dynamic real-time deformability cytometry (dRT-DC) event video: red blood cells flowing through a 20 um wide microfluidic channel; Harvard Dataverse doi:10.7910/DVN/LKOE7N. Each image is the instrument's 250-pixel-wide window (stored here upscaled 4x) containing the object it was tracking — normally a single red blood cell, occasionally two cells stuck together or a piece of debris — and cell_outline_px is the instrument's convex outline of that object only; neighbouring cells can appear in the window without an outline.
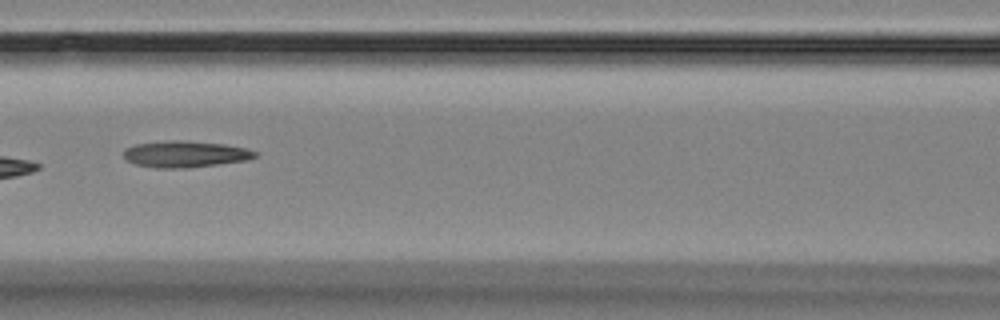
{"species": "Egyptian fruit bat (a non-hibernating species)", "species_latin": "Rousettus aegyptiacus", "temperature_condition": "room temperature", "stored_images_in_passage": 9, "camera_frame_rate_fps": 3000, "um_per_image_px": 0.085, "animal": {"sex": "female"}, "frame": {"image": 1, "passage_image": 7, "time_ms": 7.0, "image_size_px": [1000, 320], "cell_outline_px": [[256, 156], [248, 160], [188, 168], [156, 168], [136, 164], [128, 160], [124, 156], [124, 148], [136, 144], [172, 140], [180, 140], [224, 144], [244, 148], [256, 152]], "centroid_in_image_um": [15.73, 13.1], "position_along_channel_um": 150.9, "area_um2": 20.06}}
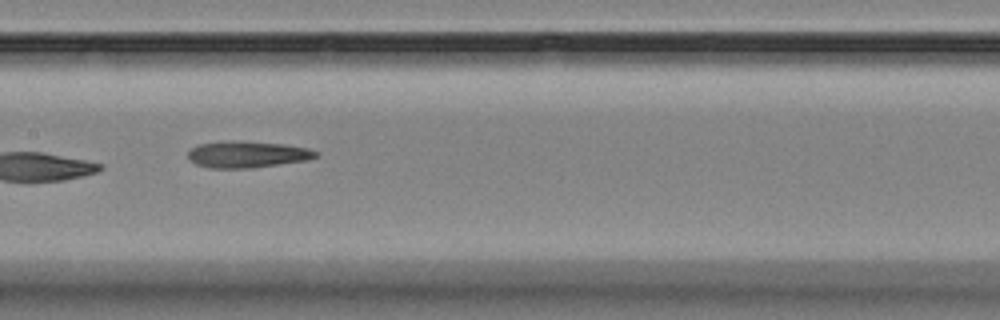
{"frame": {"image": 2, "passage_image": 8, "time_ms": 8.0, "image_size_px": [1000, 320], "cell_outline_px": [[316, 156], [308, 160], [252, 168], [208, 168], [196, 164], [188, 160], [188, 152], [192, 148], [200, 144], [232, 140], [236, 140], [280, 144], [308, 148], [316, 152]], "centroid_in_image_um": [20.97, 13.13], "position_along_channel_um": 186.4, "area_um2": 19.65}}
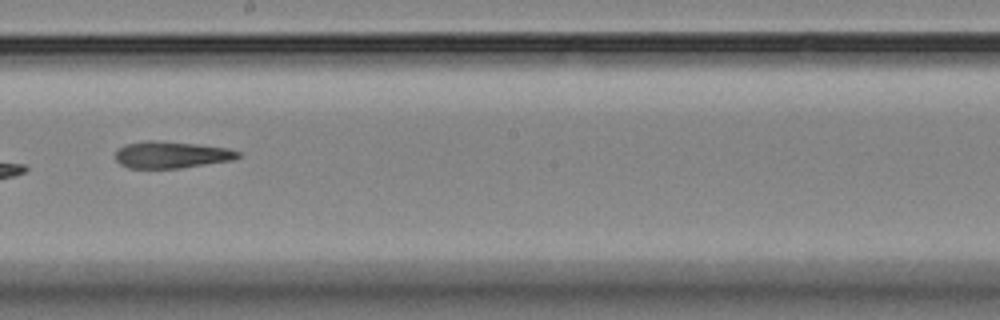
{"frame": {"image": 3, "passage_image": 9, "time_ms": 9.333, "image_size_px": [1000, 320], "cell_outline_px": [[240, 156], [232, 160], [180, 168], [128, 168], [120, 164], [116, 160], [116, 152], [124, 144], [144, 140], [156, 140], [196, 144], [228, 148], [240, 152]], "centroid_in_image_um": [14.54, 13.15], "position_along_channel_um": 233.7, "area_um2": 19.13}}